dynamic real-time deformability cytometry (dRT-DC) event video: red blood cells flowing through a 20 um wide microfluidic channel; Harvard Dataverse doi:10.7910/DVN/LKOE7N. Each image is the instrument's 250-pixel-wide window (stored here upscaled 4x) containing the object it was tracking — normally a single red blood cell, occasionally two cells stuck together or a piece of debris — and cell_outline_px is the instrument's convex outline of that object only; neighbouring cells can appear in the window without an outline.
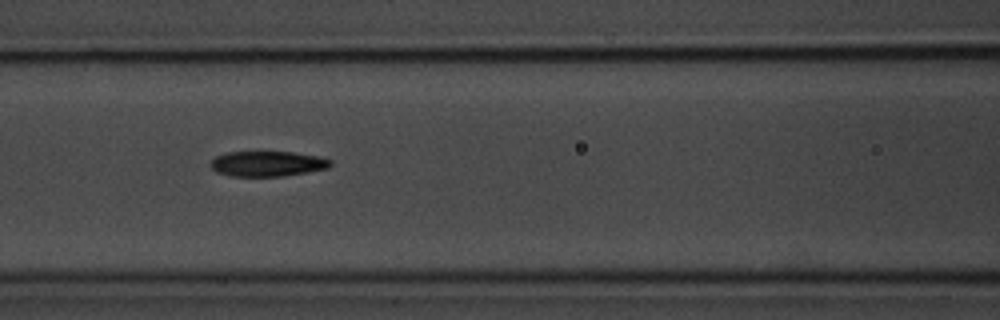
{"species": "common noctule bat (a hibernating species)", "species_latin": "Nyctalus noctula", "temperature_condition": "room temperature", "stored_images_in_passage": 11, "camera_frame_rate_fps": 3000, "um_per_image_px": 0.085, "animal": {"sex": "male", "body_mass_g": 20.1, "forearm_length_mm": 53.5}, "frame": {"image": 1, "passage_image": 8, "time_ms": 7.667, "image_size_px": [1000, 320], "cell_outline_px": [[332, 164], [328, 168], [308, 172], [284, 176], [232, 176], [216, 172], [212, 168], [212, 160], [216, 156], [228, 152], [292, 152], [316, 156], [332, 160]], "centroid_in_image_um": [22.75, 13.92], "position_along_channel_um": 143.8, "area_um2": 17.51}}